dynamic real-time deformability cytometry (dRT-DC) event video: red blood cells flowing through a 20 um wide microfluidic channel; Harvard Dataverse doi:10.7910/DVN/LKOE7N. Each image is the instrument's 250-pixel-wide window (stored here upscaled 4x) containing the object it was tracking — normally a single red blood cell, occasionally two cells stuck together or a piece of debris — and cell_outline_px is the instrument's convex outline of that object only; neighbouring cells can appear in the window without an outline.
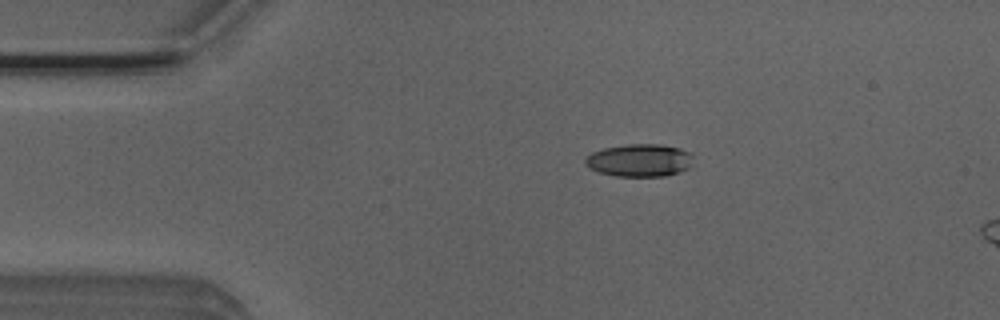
{"species": "Egyptian fruit bat (a non-hibernating species)", "species_latin": "Rousettus aegyptiacus", "temperature_condition": "room temperature", "stored_images_in_passage": 3, "camera_frame_rate_fps": 3000, "um_per_image_px": 0.085, "animal": {"sex": "male"}, "frame": {"image": 1, "passage_image": 3, "time_ms": 0.667, "image_size_px": [1000, 320], "cell_outline_px": [[692, 164], [688, 168], [680, 172], [664, 176], [616, 176], [600, 172], [588, 168], [584, 164], [584, 160], [592, 152], [604, 148], [628, 144], [660, 144], [680, 148], [688, 152], [692, 156]], "centroid_in_image_um": [54.35, 13.63], "position_along_channel_um": 30.6, "area_um2": 20.58}}